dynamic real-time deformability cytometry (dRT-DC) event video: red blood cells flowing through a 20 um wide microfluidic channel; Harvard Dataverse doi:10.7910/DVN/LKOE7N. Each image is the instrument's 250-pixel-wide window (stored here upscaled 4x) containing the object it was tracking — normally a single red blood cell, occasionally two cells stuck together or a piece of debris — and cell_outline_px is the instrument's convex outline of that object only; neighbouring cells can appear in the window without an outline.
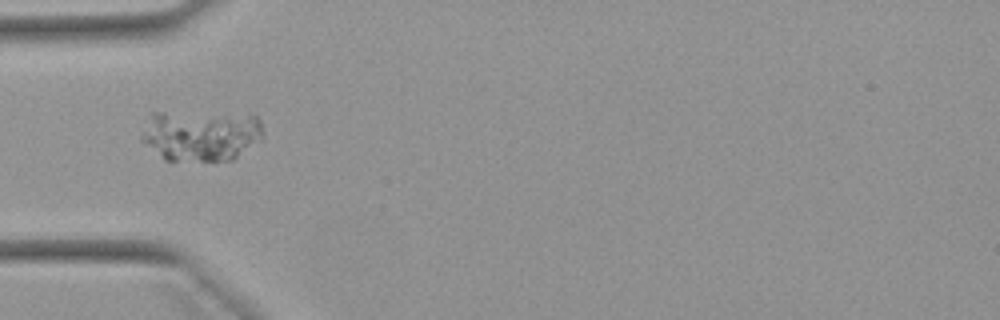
{"species": "Egyptian fruit bat (a non-hibernating species)", "species_latin": "Rousettus aegyptiacus", "temperature_condition": "warm", "stored_images_in_passage": 42, "camera_frame_rate_fps": 3000, "um_per_image_px": 0.085, "animal": {"sex": "female"}, "frame": {"image": 1, "passage_image": 7, "time_ms": 2.0, "image_size_px": [1000, 320], "cell_outline_px": [[260, 140], [232, 160], [164, 160], [140, 140], [140, 136], [152, 112], [164, 112], [256, 116], [260, 120]], "centroid_in_image_um": [17.01, 11.52], "position_along_channel_um": 68.0, "area_um2": 35.32}}
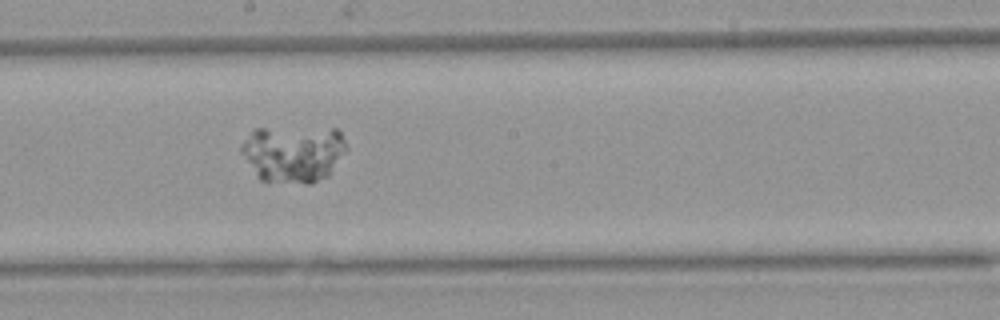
{"frame": {"image": 2, "passage_image": 19, "time_ms": 6.0, "image_size_px": [1000, 320], "cell_outline_px": [[348, 148], [328, 176], [312, 184], [304, 184], [260, 180], [256, 176], [240, 152], [240, 148], [244, 140], [252, 128], [336, 128], [340, 132]], "centroid_in_image_um": [24.92, 13.05], "position_along_channel_um": 223.3, "area_um2": 35.37}}
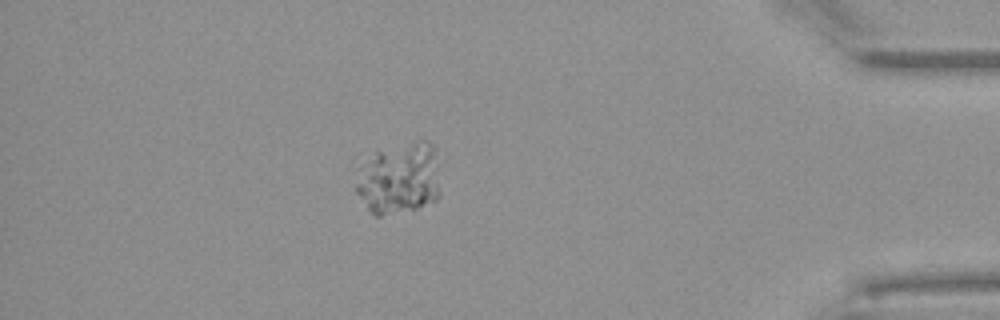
{"frame": {"image": 3, "passage_image": 36, "time_ms": 11.667, "image_size_px": [1000, 320], "cell_outline_px": [[440, 196], [436, 200], [416, 208], [380, 216], [376, 216], [368, 208], [356, 192], [356, 168], [376, 152], [420, 140], [428, 140], [436, 148], [440, 192]], "centroid_in_image_um": [33.94, 15.16], "position_along_channel_um": 401.3, "area_um2": 35.32}}